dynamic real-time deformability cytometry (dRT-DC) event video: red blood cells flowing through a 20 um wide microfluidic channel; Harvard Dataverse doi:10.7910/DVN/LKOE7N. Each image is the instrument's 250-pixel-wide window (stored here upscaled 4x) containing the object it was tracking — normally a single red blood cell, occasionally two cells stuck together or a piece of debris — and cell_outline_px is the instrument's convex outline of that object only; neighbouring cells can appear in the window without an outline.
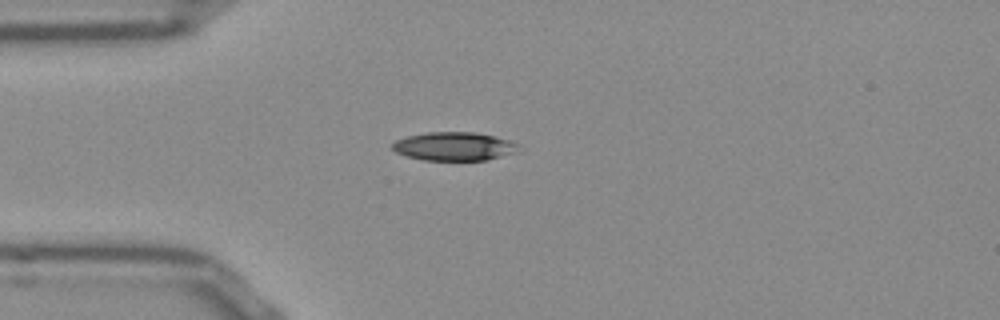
{"species": "Egyptian fruit bat (a non-hibernating species)", "species_latin": "Rousettus aegyptiacus", "temperature_condition": "room temperature", "stored_images_in_passage": 40, "camera_frame_rate_fps": 3000, "um_per_image_px": 0.085, "frame": {"image": 1, "passage_image": 1, "time_ms": 0.0, "image_size_px": [1000, 320], "cell_outline_px": [[516, 152], [488, 160], [424, 160], [408, 156], [396, 152], [392, 148], [392, 144], [396, 140], [408, 136], [428, 132], [472, 132], [492, 136], [508, 140], [516, 144]], "centroid_in_image_um": [38.56, 12.44], "position_along_channel_um": 46.4, "area_um2": 20.58}}
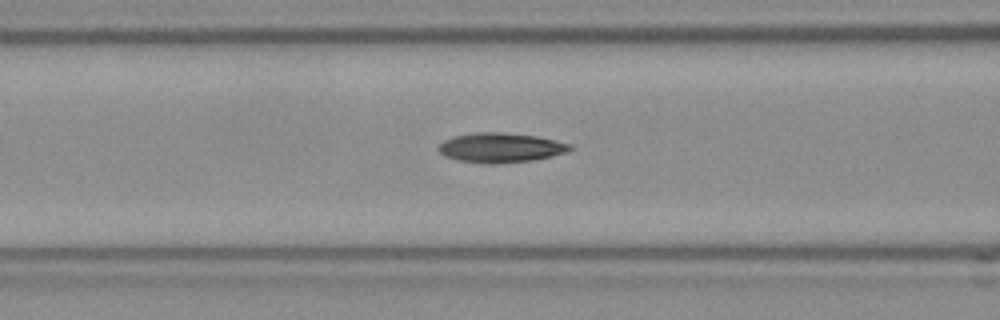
{"frame": {"image": 2, "passage_image": 8, "time_ms": 2.333, "image_size_px": [1000, 320], "cell_outline_px": [[572, 148], [564, 152], [552, 156], [532, 160], [496, 164], [492, 164], [460, 160], [444, 156], [440, 152], [440, 144], [444, 140], [452, 136], [476, 132], [500, 132], [536, 136], [572, 144]], "centroid_in_image_um": [42.54, 12.54], "position_along_channel_um": 124.1, "area_um2": 22.43}}
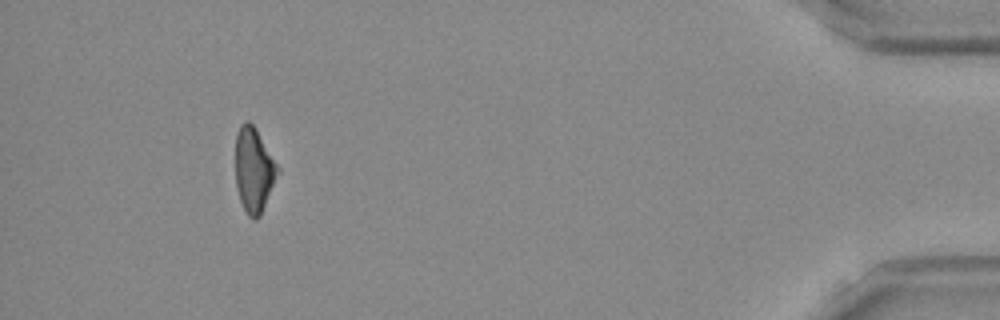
{"frame": {"image": 3, "passage_image": 36, "time_ms": 11.667, "image_size_px": [1000, 320], "cell_outline_px": [[280, 172], [260, 216], [256, 220], [248, 216], [240, 200], [236, 188], [236, 136], [240, 124], [244, 120], [248, 120], [256, 128], [280, 168]], "centroid_in_image_um": [21.59, 14.44], "position_along_channel_um": 413.6, "area_um2": 20.98}, "authors_computed_cell_mechanics": {"area_um2": 21.675, "velocity_mm_per_s": 3.8484, "shape_relaxation_time_tau1_ms": null, "shape_relaxation_time_tau2_ms": 5.2385, "deformation_change_tau1": null, "deformation_change_tau2": 0.1355}}